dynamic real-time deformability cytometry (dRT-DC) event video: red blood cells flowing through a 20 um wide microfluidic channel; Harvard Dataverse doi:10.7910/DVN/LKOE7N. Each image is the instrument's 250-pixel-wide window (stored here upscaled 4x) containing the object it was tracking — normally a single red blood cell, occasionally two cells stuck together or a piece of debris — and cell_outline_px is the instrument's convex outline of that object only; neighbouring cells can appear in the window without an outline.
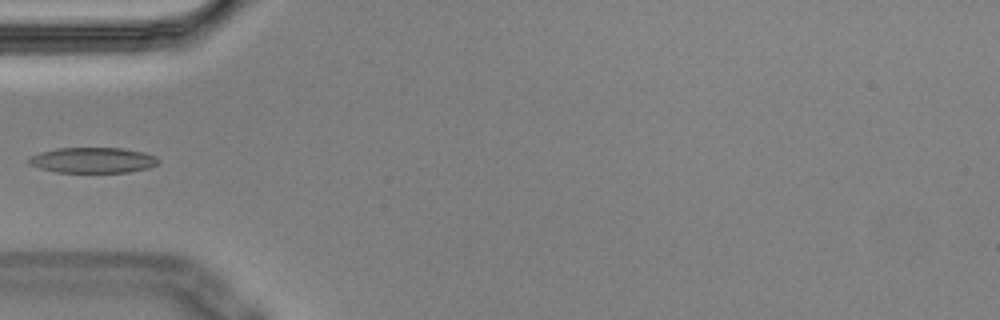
{"species": "Egyptian fruit bat (a non-hibernating species)", "species_latin": "Rousettus aegyptiacus", "temperature_condition": "cold", "stored_images_in_passage": 7, "camera_frame_rate_fps": 3000, "um_per_image_px": 0.085, "animal": {"sex": "male"}, "frame": {"image": 1, "passage_image": 4, "time_ms": 1.0, "image_size_px": [1000, 320], "cell_outline_px": [[160, 160], [156, 164], [148, 168], [128, 172], [56, 172], [40, 168], [28, 164], [28, 156], [40, 152], [56, 148], [120, 148], [144, 152], [156, 156]], "centroid_in_image_um": [7.86, 13.61], "position_along_channel_um": 77.1, "area_um2": 19.31}}
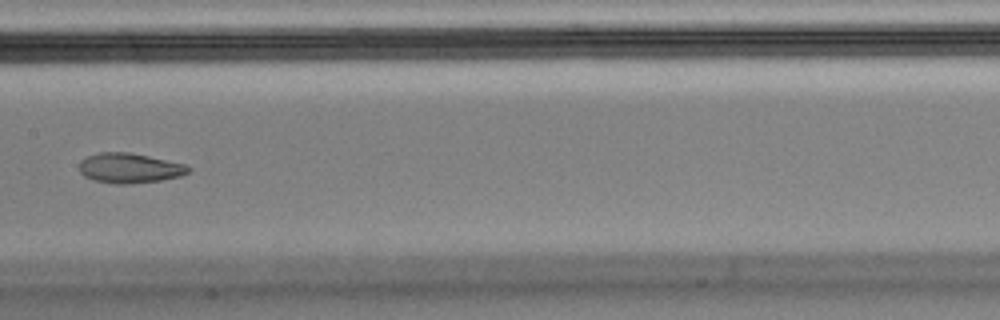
{"frame": {"image": 2, "passage_image": 7, "time_ms": 2.0, "image_size_px": [1000, 320], "cell_outline_px": [[192, 168], [188, 172], [180, 176], [160, 180], [128, 184], [116, 184], [96, 180], [84, 176], [80, 172], [80, 160], [88, 156], [100, 152], [128, 152], [188, 164]], "centroid_in_image_um": [11.04, 14.28], "position_along_channel_um": 196.4, "area_um2": 18.96}}